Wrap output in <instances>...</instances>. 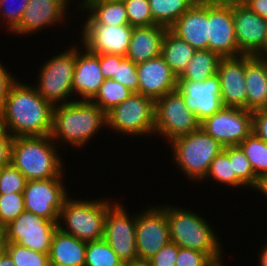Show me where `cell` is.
Segmentation results:
<instances>
[{"label":"cell","mask_w":267,"mask_h":266,"mask_svg":"<svg viewBox=\"0 0 267 266\" xmlns=\"http://www.w3.org/2000/svg\"><path fill=\"white\" fill-rule=\"evenodd\" d=\"M259 178L267 173V143L251 132L239 145Z\"/></svg>","instance_id":"32"},{"label":"cell","mask_w":267,"mask_h":266,"mask_svg":"<svg viewBox=\"0 0 267 266\" xmlns=\"http://www.w3.org/2000/svg\"><path fill=\"white\" fill-rule=\"evenodd\" d=\"M82 32L83 46L95 54L127 55L134 27L94 24L88 17Z\"/></svg>","instance_id":"15"},{"label":"cell","mask_w":267,"mask_h":266,"mask_svg":"<svg viewBox=\"0 0 267 266\" xmlns=\"http://www.w3.org/2000/svg\"><path fill=\"white\" fill-rule=\"evenodd\" d=\"M0 266H15L12 258L7 252L1 253Z\"/></svg>","instance_id":"52"},{"label":"cell","mask_w":267,"mask_h":266,"mask_svg":"<svg viewBox=\"0 0 267 266\" xmlns=\"http://www.w3.org/2000/svg\"><path fill=\"white\" fill-rule=\"evenodd\" d=\"M124 266H147L146 263L125 264Z\"/></svg>","instance_id":"56"},{"label":"cell","mask_w":267,"mask_h":266,"mask_svg":"<svg viewBox=\"0 0 267 266\" xmlns=\"http://www.w3.org/2000/svg\"><path fill=\"white\" fill-rule=\"evenodd\" d=\"M24 210L23 193L0 194V225L7 226Z\"/></svg>","instance_id":"39"},{"label":"cell","mask_w":267,"mask_h":266,"mask_svg":"<svg viewBox=\"0 0 267 266\" xmlns=\"http://www.w3.org/2000/svg\"><path fill=\"white\" fill-rule=\"evenodd\" d=\"M66 51L43 64L39 70V80L35 88L39 94L53 106L69 103L67 99L74 95L72 91L73 73L76 63V47Z\"/></svg>","instance_id":"7"},{"label":"cell","mask_w":267,"mask_h":266,"mask_svg":"<svg viewBox=\"0 0 267 266\" xmlns=\"http://www.w3.org/2000/svg\"><path fill=\"white\" fill-rule=\"evenodd\" d=\"M255 56L258 58L267 60V33H266V38H265L263 47Z\"/></svg>","instance_id":"54"},{"label":"cell","mask_w":267,"mask_h":266,"mask_svg":"<svg viewBox=\"0 0 267 266\" xmlns=\"http://www.w3.org/2000/svg\"><path fill=\"white\" fill-rule=\"evenodd\" d=\"M229 160L235 176L245 185L253 189L258 181L251 164L239 146H229Z\"/></svg>","instance_id":"35"},{"label":"cell","mask_w":267,"mask_h":266,"mask_svg":"<svg viewBox=\"0 0 267 266\" xmlns=\"http://www.w3.org/2000/svg\"><path fill=\"white\" fill-rule=\"evenodd\" d=\"M217 75L223 106L246 109L245 55L222 57Z\"/></svg>","instance_id":"19"},{"label":"cell","mask_w":267,"mask_h":266,"mask_svg":"<svg viewBox=\"0 0 267 266\" xmlns=\"http://www.w3.org/2000/svg\"><path fill=\"white\" fill-rule=\"evenodd\" d=\"M76 47V63L73 73L72 91L78 100L91 101L105 81L99 65V54L90 52L84 47V53Z\"/></svg>","instance_id":"23"},{"label":"cell","mask_w":267,"mask_h":266,"mask_svg":"<svg viewBox=\"0 0 267 266\" xmlns=\"http://www.w3.org/2000/svg\"><path fill=\"white\" fill-rule=\"evenodd\" d=\"M154 112L153 98L133 92L106 113L107 127L127 136L150 135L154 133Z\"/></svg>","instance_id":"9"},{"label":"cell","mask_w":267,"mask_h":266,"mask_svg":"<svg viewBox=\"0 0 267 266\" xmlns=\"http://www.w3.org/2000/svg\"><path fill=\"white\" fill-rule=\"evenodd\" d=\"M111 79L138 93L137 64L125 56L116 54V69Z\"/></svg>","instance_id":"37"},{"label":"cell","mask_w":267,"mask_h":266,"mask_svg":"<svg viewBox=\"0 0 267 266\" xmlns=\"http://www.w3.org/2000/svg\"><path fill=\"white\" fill-rule=\"evenodd\" d=\"M253 189H258L259 192L261 191L264 194V196H267V173H264L258 178L257 184Z\"/></svg>","instance_id":"50"},{"label":"cell","mask_w":267,"mask_h":266,"mask_svg":"<svg viewBox=\"0 0 267 266\" xmlns=\"http://www.w3.org/2000/svg\"><path fill=\"white\" fill-rule=\"evenodd\" d=\"M108 200L84 201L67 197L59 212L57 227L84 242L102 239L107 211L114 204Z\"/></svg>","instance_id":"5"},{"label":"cell","mask_w":267,"mask_h":266,"mask_svg":"<svg viewBox=\"0 0 267 266\" xmlns=\"http://www.w3.org/2000/svg\"><path fill=\"white\" fill-rule=\"evenodd\" d=\"M43 266H57L54 262L48 260Z\"/></svg>","instance_id":"57"},{"label":"cell","mask_w":267,"mask_h":266,"mask_svg":"<svg viewBox=\"0 0 267 266\" xmlns=\"http://www.w3.org/2000/svg\"><path fill=\"white\" fill-rule=\"evenodd\" d=\"M132 93L133 91L123 84L112 79H105L91 102L107 113L112 108L128 99Z\"/></svg>","instance_id":"31"},{"label":"cell","mask_w":267,"mask_h":266,"mask_svg":"<svg viewBox=\"0 0 267 266\" xmlns=\"http://www.w3.org/2000/svg\"><path fill=\"white\" fill-rule=\"evenodd\" d=\"M104 126H107L106 113L99 106L91 101L73 99L54 106L50 136L55 142L62 140L60 145L64 142L83 148Z\"/></svg>","instance_id":"2"},{"label":"cell","mask_w":267,"mask_h":266,"mask_svg":"<svg viewBox=\"0 0 267 266\" xmlns=\"http://www.w3.org/2000/svg\"><path fill=\"white\" fill-rule=\"evenodd\" d=\"M174 163L185 176L199 182L206 178L212 160L224 146L202 128L170 142Z\"/></svg>","instance_id":"6"},{"label":"cell","mask_w":267,"mask_h":266,"mask_svg":"<svg viewBox=\"0 0 267 266\" xmlns=\"http://www.w3.org/2000/svg\"><path fill=\"white\" fill-rule=\"evenodd\" d=\"M221 56L209 49L196 50L185 71L177 80L205 81L217 74Z\"/></svg>","instance_id":"29"},{"label":"cell","mask_w":267,"mask_h":266,"mask_svg":"<svg viewBox=\"0 0 267 266\" xmlns=\"http://www.w3.org/2000/svg\"><path fill=\"white\" fill-rule=\"evenodd\" d=\"M189 111L196 114L200 122L212 116L222 107L220 93V79L215 76L205 81L177 80V88Z\"/></svg>","instance_id":"16"},{"label":"cell","mask_w":267,"mask_h":266,"mask_svg":"<svg viewBox=\"0 0 267 266\" xmlns=\"http://www.w3.org/2000/svg\"><path fill=\"white\" fill-rule=\"evenodd\" d=\"M167 30L166 27L157 24L134 27L125 57L138 64L160 56Z\"/></svg>","instance_id":"24"},{"label":"cell","mask_w":267,"mask_h":266,"mask_svg":"<svg viewBox=\"0 0 267 266\" xmlns=\"http://www.w3.org/2000/svg\"><path fill=\"white\" fill-rule=\"evenodd\" d=\"M18 1V7L15 6L13 8L12 5L15 3L14 0H11V3L10 0H0V19L3 17V22H5L6 27L10 32L13 31L20 23L24 14V10L30 0Z\"/></svg>","instance_id":"41"},{"label":"cell","mask_w":267,"mask_h":266,"mask_svg":"<svg viewBox=\"0 0 267 266\" xmlns=\"http://www.w3.org/2000/svg\"><path fill=\"white\" fill-rule=\"evenodd\" d=\"M252 132L267 143V109L252 112Z\"/></svg>","instance_id":"44"},{"label":"cell","mask_w":267,"mask_h":266,"mask_svg":"<svg viewBox=\"0 0 267 266\" xmlns=\"http://www.w3.org/2000/svg\"><path fill=\"white\" fill-rule=\"evenodd\" d=\"M195 49L169 29L162 42L161 56L173 73L179 77L194 56Z\"/></svg>","instance_id":"27"},{"label":"cell","mask_w":267,"mask_h":266,"mask_svg":"<svg viewBox=\"0 0 267 266\" xmlns=\"http://www.w3.org/2000/svg\"><path fill=\"white\" fill-rule=\"evenodd\" d=\"M246 110L267 109V60L245 55Z\"/></svg>","instance_id":"25"},{"label":"cell","mask_w":267,"mask_h":266,"mask_svg":"<svg viewBox=\"0 0 267 266\" xmlns=\"http://www.w3.org/2000/svg\"><path fill=\"white\" fill-rule=\"evenodd\" d=\"M264 248H262V252H260V255H258L260 258V266H267V244H264Z\"/></svg>","instance_id":"53"},{"label":"cell","mask_w":267,"mask_h":266,"mask_svg":"<svg viewBox=\"0 0 267 266\" xmlns=\"http://www.w3.org/2000/svg\"><path fill=\"white\" fill-rule=\"evenodd\" d=\"M136 215V248L139 263H146L171 242L169 222L161 207H147Z\"/></svg>","instance_id":"12"},{"label":"cell","mask_w":267,"mask_h":266,"mask_svg":"<svg viewBox=\"0 0 267 266\" xmlns=\"http://www.w3.org/2000/svg\"><path fill=\"white\" fill-rule=\"evenodd\" d=\"M88 18L94 24L121 26L129 24L124 2L112 0H97L85 9Z\"/></svg>","instance_id":"28"},{"label":"cell","mask_w":267,"mask_h":266,"mask_svg":"<svg viewBox=\"0 0 267 266\" xmlns=\"http://www.w3.org/2000/svg\"><path fill=\"white\" fill-rule=\"evenodd\" d=\"M6 252L15 266H43L49 260L48 254L36 252L17 243L7 242Z\"/></svg>","instance_id":"36"},{"label":"cell","mask_w":267,"mask_h":266,"mask_svg":"<svg viewBox=\"0 0 267 266\" xmlns=\"http://www.w3.org/2000/svg\"><path fill=\"white\" fill-rule=\"evenodd\" d=\"M6 246H7L6 227L0 225V253L6 252Z\"/></svg>","instance_id":"51"},{"label":"cell","mask_w":267,"mask_h":266,"mask_svg":"<svg viewBox=\"0 0 267 266\" xmlns=\"http://www.w3.org/2000/svg\"><path fill=\"white\" fill-rule=\"evenodd\" d=\"M50 135L14 137L11 164L26 180L62 178L63 162Z\"/></svg>","instance_id":"4"},{"label":"cell","mask_w":267,"mask_h":266,"mask_svg":"<svg viewBox=\"0 0 267 266\" xmlns=\"http://www.w3.org/2000/svg\"><path fill=\"white\" fill-rule=\"evenodd\" d=\"M13 137L3 128L0 127V163L11 164Z\"/></svg>","instance_id":"45"},{"label":"cell","mask_w":267,"mask_h":266,"mask_svg":"<svg viewBox=\"0 0 267 266\" xmlns=\"http://www.w3.org/2000/svg\"><path fill=\"white\" fill-rule=\"evenodd\" d=\"M197 0H149L153 20L169 29Z\"/></svg>","instance_id":"30"},{"label":"cell","mask_w":267,"mask_h":266,"mask_svg":"<svg viewBox=\"0 0 267 266\" xmlns=\"http://www.w3.org/2000/svg\"><path fill=\"white\" fill-rule=\"evenodd\" d=\"M216 180L217 183L222 185L232 186L233 188L245 186L236 176L233 171L232 163L229 160V146L224 147L211 162L208 174L205 180L208 178Z\"/></svg>","instance_id":"33"},{"label":"cell","mask_w":267,"mask_h":266,"mask_svg":"<svg viewBox=\"0 0 267 266\" xmlns=\"http://www.w3.org/2000/svg\"><path fill=\"white\" fill-rule=\"evenodd\" d=\"M244 5L267 20V0H246Z\"/></svg>","instance_id":"48"},{"label":"cell","mask_w":267,"mask_h":266,"mask_svg":"<svg viewBox=\"0 0 267 266\" xmlns=\"http://www.w3.org/2000/svg\"><path fill=\"white\" fill-rule=\"evenodd\" d=\"M124 262L112 250L104 238L86 242L84 266H124Z\"/></svg>","instance_id":"34"},{"label":"cell","mask_w":267,"mask_h":266,"mask_svg":"<svg viewBox=\"0 0 267 266\" xmlns=\"http://www.w3.org/2000/svg\"><path fill=\"white\" fill-rule=\"evenodd\" d=\"M175 266H218L206 253L180 248Z\"/></svg>","instance_id":"42"},{"label":"cell","mask_w":267,"mask_h":266,"mask_svg":"<svg viewBox=\"0 0 267 266\" xmlns=\"http://www.w3.org/2000/svg\"><path fill=\"white\" fill-rule=\"evenodd\" d=\"M130 216L120 203H114L104 221L103 238L124 264L139 263L135 238L136 215Z\"/></svg>","instance_id":"10"},{"label":"cell","mask_w":267,"mask_h":266,"mask_svg":"<svg viewBox=\"0 0 267 266\" xmlns=\"http://www.w3.org/2000/svg\"><path fill=\"white\" fill-rule=\"evenodd\" d=\"M68 5L65 0H30L20 23L12 33L30 35V33H38L43 28L59 24L66 17Z\"/></svg>","instance_id":"20"},{"label":"cell","mask_w":267,"mask_h":266,"mask_svg":"<svg viewBox=\"0 0 267 266\" xmlns=\"http://www.w3.org/2000/svg\"><path fill=\"white\" fill-rule=\"evenodd\" d=\"M138 93L156 100L177 88V76L160 55L137 64Z\"/></svg>","instance_id":"21"},{"label":"cell","mask_w":267,"mask_h":266,"mask_svg":"<svg viewBox=\"0 0 267 266\" xmlns=\"http://www.w3.org/2000/svg\"><path fill=\"white\" fill-rule=\"evenodd\" d=\"M201 128L224 147L238 146L252 132V111L223 106Z\"/></svg>","instance_id":"14"},{"label":"cell","mask_w":267,"mask_h":266,"mask_svg":"<svg viewBox=\"0 0 267 266\" xmlns=\"http://www.w3.org/2000/svg\"><path fill=\"white\" fill-rule=\"evenodd\" d=\"M235 38L240 55L255 56L263 47L267 33V20L244 4L232 5Z\"/></svg>","instance_id":"18"},{"label":"cell","mask_w":267,"mask_h":266,"mask_svg":"<svg viewBox=\"0 0 267 266\" xmlns=\"http://www.w3.org/2000/svg\"><path fill=\"white\" fill-rule=\"evenodd\" d=\"M208 49L221 57L240 55L235 38L232 6L208 3Z\"/></svg>","instance_id":"17"},{"label":"cell","mask_w":267,"mask_h":266,"mask_svg":"<svg viewBox=\"0 0 267 266\" xmlns=\"http://www.w3.org/2000/svg\"><path fill=\"white\" fill-rule=\"evenodd\" d=\"M86 242L56 229L49 252V260L57 266H84Z\"/></svg>","instance_id":"26"},{"label":"cell","mask_w":267,"mask_h":266,"mask_svg":"<svg viewBox=\"0 0 267 266\" xmlns=\"http://www.w3.org/2000/svg\"><path fill=\"white\" fill-rule=\"evenodd\" d=\"M97 1V0H83L81 1V5L79 4L78 7L79 9L82 8L81 10L83 11L90 3Z\"/></svg>","instance_id":"55"},{"label":"cell","mask_w":267,"mask_h":266,"mask_svg":"<svg viewBox=\"0 0 267 266\" xmlns=\"http://www.w3.org/2000/svg\"><path fill=\"white\" fill-rule=\"evenodd\" d=\"M15 78L17 77H13V75H11L6 67L0 62V109L4 105L10 87L16 80H18Z\"/></svg>","instance_id":"46"},{"label":"cell","mask_w":267,"mask_h":266,"mask_svg":"<svg viewBox=\"0 0 267 266\" xmlns=\"http://www.w3.org/2000/svg\"><path fill=\"white\" fill-rule=\"evenodd\" d=\"M200 128L201 122L195 113L188 110L178 90L155 100L154 135H161L170 143Z\"/></svg>","instance_id":"8"},{"label":"cell","mask_w":267,"mask_h":266,"mask_svg":"<svg viewBox=\"0 0 267 266\" xmlns=\"http://www.w3.org/2000/svg\"><path fill=\"white\" fill-rule=\"evenodd\" d=\"M25 176L12 164L6 165L0 176V194L23 193Z\"/></svg>","instance_id":"40"},{"label":"cell","mask_w":267,"mask_h":266,"mask_svg":"<svg viewBox=\"0 0 267 266\" xmlns=\"http://www.w3.org/2000/svg\"><path fill=\"white\" fill-rule=\"evenodd\" d=\"M4 167H5V165L0 163V176H1V173H2V170Z\"/></svg>","instance_id":"58"},{"label":"cell","mask_w":267,"mask_h":266,"mask_svg":"<svg viewBox=\"0 0 267 266\" xmlns=\"http://www.w3.org/2000/svg\"><path fill=\"white\" fill-rule=\"evenodd\" d=\"M62 180V178L28 180L23 191L25 210L58 223L63 202L69 196Z\"/></svg>","instance_id":"11"},{"label":"cell","mask_w":267,"mask_h":266,"mask_svg":"<svg viewBox=\"0 0 267 266\" xmlns=\"http://www.w3.org/2000/svg\"><path fill=\"white\" fill-rule=\"evenodd\" d=\"M112 1L125 2L127 0H112Z\"/></svg>","instance_id":"59"},{"label":"cell","mask_w":267,"mask_h":266,"mask_svg":"<svg viewBox=\"0 0 267 266\" xmlns=\"http://www.w3.org/2000/svg\"><path fill=\"white\" fill-rule=\"evenodd\" d=\"M160 207L166 212L171 242L180 248L206 253L218 266H223L221 240L210 222L191 210L167 204Z\"/></svg>","instance_id":"3"},{"label":"cell","mask_w":267,"mask_h":266,"mask_svg":"<svg viewBox=\"0 0 267 266\" xmlns=\"http://www.w3.org/2000/svg\"><path fill=\"white\" fill-rule=\"evenodd\" d=\"M99 65L105 79H111L116 69V54H99Z\"/></svg>","instance_id":"47"},{"label":"cell","mask_w":267,"mask_h":266,"mask_svg":"<svg viewBox=\"0 0 267 266\" xmlns=\"http://www.w3.org/2000/svg\"><path fill=\"white\" fill-rule=\"evenodd\" d=\"M129 24L133 27L156 24L149 6V0H127L124 2Z\"/></svg>","instance_id":"38"},{"label":"cell","mask_w":267,"mask_h":266,"mask_svg":"<svg viewBox=\"0 0 267 266\" xmlns=\"http://www.w3.org/2000/svg\"><path fill=\"white\" fill-rule=\"evenodd\" d=\"M53 108L35 86L16 80L0 109V127L13 138L50 135Z\"/></svg>","instance_id":"1"},{"label":"cell","mask_w":267,"mask_h":266,"mask_svg":"<svg viewBox=\"0 0 267 266\" xmlns=\"http://www.w3.org/2000/svg\"><path fill=\"white\" fill-rule=\"evenodd\" d=\"M6 227L7 242L49 255L57 223L24 210Z\"/></svg>","instance_id":"13"},{"label":"cell","mask_w":267,"mask_h":266,"mask_svg":"<svg viewBox=\"0 0 267 266\" xmlns=\"http://www.w3.org/2000/svg\"><path fill=\"white\" fill-rule=\"evenodd\" d=\"M200 1L209 4L225 5V6L241 5L246 2V0H200Z\"/></svg>","instance_id":"49"},{"label":"cell","mask_w":267,"mask_h":266,"mask_svg":"<svg viewBox=\"0 0 267 266\" xmlns=\"http://www.w3.org/2000/svg\"><path fill=\"white\" fill-rule=\"evenodd\" d=\"M179 246L176 243L170 242L152 256L147 262V266H175Z\"/></svg>","instance_id":"43"},{"label":"cell","mask_w":267,"mask_h":266,"mask_svg":"<svg viewBox=\"0 0 267 266\" xmlns=\"http://www.w3.org/2000/svg\"><path fill=\"white\" fill-rule=\"evenodd\" d=\"M169 30L195 50L208 49V3L197 0Z\"/></svg>","instance_id":"22"}]
</instances>
